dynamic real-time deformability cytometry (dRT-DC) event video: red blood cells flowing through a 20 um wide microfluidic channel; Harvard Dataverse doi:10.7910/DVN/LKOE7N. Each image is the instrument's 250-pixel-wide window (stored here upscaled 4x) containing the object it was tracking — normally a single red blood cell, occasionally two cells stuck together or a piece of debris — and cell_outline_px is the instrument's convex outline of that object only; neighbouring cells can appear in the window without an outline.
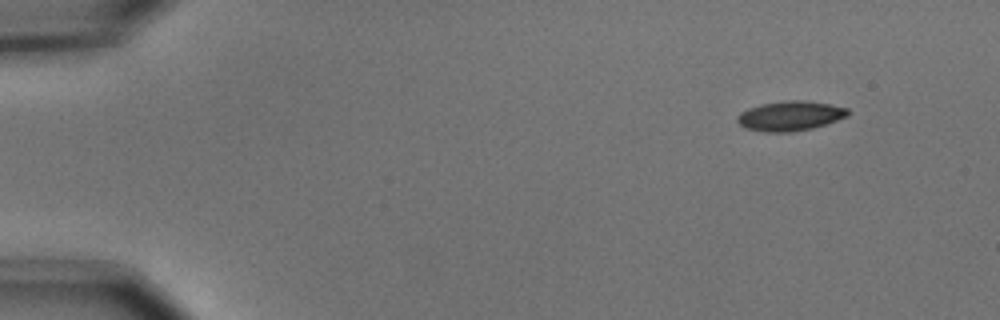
{"species": "common noctule bat (a hibernating species)", "species_latin": "Nyctalus noctula", "temperature_condition": "cold", "stored_images_in_passage": 5, "segment_of_instrument_passage": [2, 2], "camera_frame_rate_fps": 3000, "um_per_image_px": 0.085, "animal": {"sex": "male", "body_mass_g": 15.6}, "frame": {"image": 1, "passage_image": 5, "time_ms": 1.333, "image_size_px": [1000, 320], "cell_outline_px": [[848, 116], [812, 128], [792, 132], [764, 132], [744, 128], [736, 120], [736, 116], [740, 112], [748, 108], [760, 104], [788, 100], [804, 100], [832, 104], [848, 108]], "centroid_in_image_um": [67.13, 9.84], "position_along_channel_um": 17.9, "area_um2": 19.25}}